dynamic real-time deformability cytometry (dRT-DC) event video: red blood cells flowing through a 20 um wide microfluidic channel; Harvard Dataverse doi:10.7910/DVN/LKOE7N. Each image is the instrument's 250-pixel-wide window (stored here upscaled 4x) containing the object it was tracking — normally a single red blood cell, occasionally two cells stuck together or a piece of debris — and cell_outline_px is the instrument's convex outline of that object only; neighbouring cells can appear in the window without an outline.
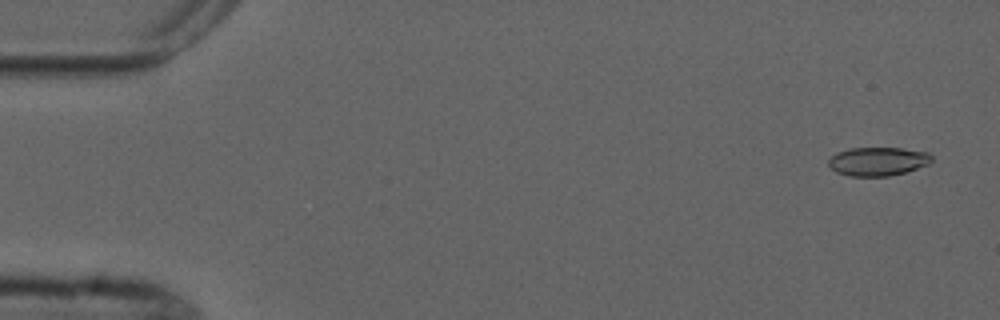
{"species": "common noctule bat (a hibernating species)", "species_latin": "Nyctalus noctula", "temperature_condition": "cold", "stored_images_in_passage": 2, "camera_frame_rate_fps": 3000, "um_per_image_px": 0.085, "animal": {"sex": "male", "forearm_length_mm": 52.5}, "frame": {"image": 1, "passage_image": 1, "time_ms": 0.0, "image_size_px": [1000, 320], "cell_outline_px": [[932, 160], [928, 164], [904, 172], [888, 176], [848, 176], [836, 172], [828, 164], [828, 160], [836, 152], [852, 148], [900, 148], [928, 152], [932, 156]], "centroid_in_image_um": [74.6, 13.71], "position_along_channel_um": 10.4, "area_um2": 17.11}}
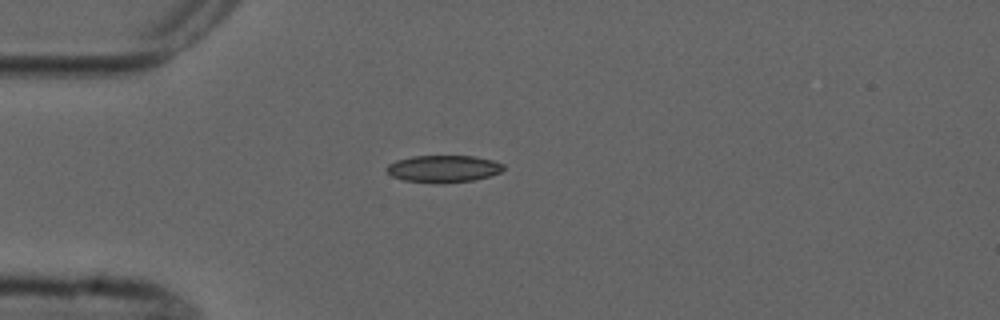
{"frame": {"image": 2, "passage_image": 2, "time_ms": 4.0, "image_size_px": [1000, 320], "cell_outline_px": [[504, 168], [500, 172], [488, 176], [472, 180], [444, 184], [440, 184], [404, 180], [392, 176], [384, 168], [388, 164], [396, 160], [412, 156], [476, 156], [492, 160], [504, 164]], "centroid_in_image_um": [37.67, 14.34], "position_along_channel_um": 47.3, "area_um2": 18.55}}